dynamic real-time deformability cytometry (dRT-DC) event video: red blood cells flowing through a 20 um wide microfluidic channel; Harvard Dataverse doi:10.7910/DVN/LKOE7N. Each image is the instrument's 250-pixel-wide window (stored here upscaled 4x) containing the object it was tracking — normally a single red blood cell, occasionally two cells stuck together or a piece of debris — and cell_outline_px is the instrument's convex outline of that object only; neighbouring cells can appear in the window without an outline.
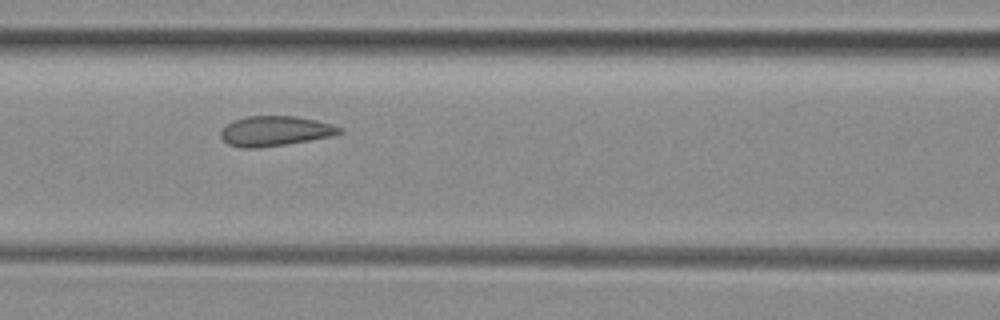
{"species": "common noctule bat (a hibernating species)", "species_latin": "Nyctalus noctula", "temperature_condition": "room temperature", "stored_images_in_passage": 6, "camera_frame_rate_fps": 3000, "um_per_image_px": 0.085, "animal": {"sex": "female", "body_mass_g": 29.2, "forearm_length_mm": 56.3}, "frame": {"image": 1, "passage_image": 4, "time_ms": 1.0, "image_size_px": [1000, 320], "cell_outline_px": [[344, 132], [332, 136], [284, 144], [256, 148], [244, 148], [228, 144], [220, 136], [220, 132], [232, 120], [248, 116], [296, 116], [316, 120], [332, 124], [340, 128]], "centroid_in_image_um": [23.38, 11.13], "position_along_channel_um": 143.2, "area_um2": 20.52}}
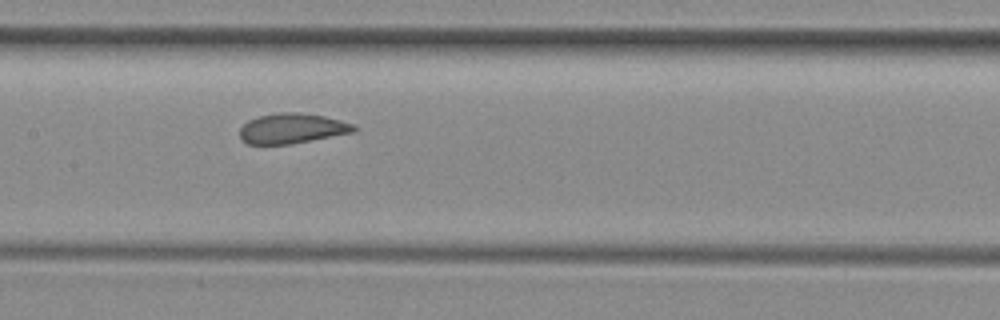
{"frame": {"image": 2, "passage_image": 5, "time_ms": 1.333, "image_size_px": [1000, 320], "cell_outline_px": [[356, 132], [288, 144], [248, 144], [240, 136], [240, 128], [248, 120], [260, 116], [280, 112], [296, 112], [324, 116], [340, 120], [352, 124], [356, 128]], "centroid_in_image_um": [24.83, 10.91], "position_along_channel_um": 182.6, "area_um2": 19.77}}
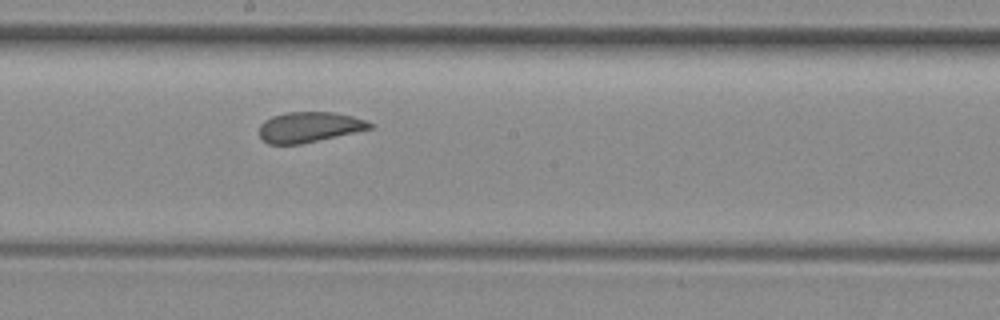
{"frame": {"image": 3, "passage_image": 6, "time_ms": 1.667, "image_size_px": [1000, 320], "cell_outline_px": [[372, 128], [300, 144], [268, 144], [260, 136], [260, 124], [264, 120], [272, 116], [288, 112], [332, 112], [352, 116], [368, 120], [372, 124]], "centroid_in_image_um": [26.27, 10.79], "position_along_channel_um": 221.9, "area_um2": 19.36}}